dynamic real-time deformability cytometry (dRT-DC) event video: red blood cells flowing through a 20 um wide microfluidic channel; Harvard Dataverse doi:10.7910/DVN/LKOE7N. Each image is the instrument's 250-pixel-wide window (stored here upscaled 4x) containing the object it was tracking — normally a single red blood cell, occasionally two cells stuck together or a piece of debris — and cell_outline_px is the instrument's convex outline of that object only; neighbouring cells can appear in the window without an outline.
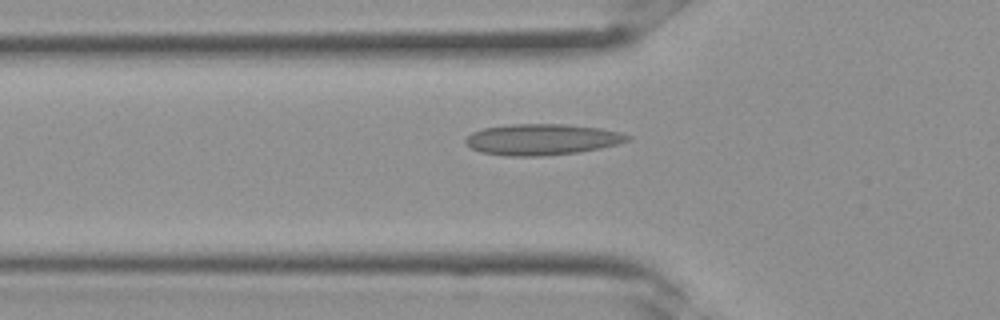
{"species": "Egyptian fruit bat (a non-hibernating species)", "species_latin": "Rousettus aegyptiacus", "temperature_condition": "room temperature", "stored_images_in_passage": 32, "camera_frame_rate_fps": 3000, "um_per_image_px": 0.085, "frame": {"image": 1, "passage_image": 11, "time_ms": 3.333, "image_size_px": [1000, 320], "cell_outline_px": [[632, 140], [600, 148], [580, 152], [544, 156], [504, 156], [480, 152], [464, 144], [464, 140], [472, 132], [484, 128], [512, 124], [564, 124], [600, 128], [620, 132], [632, 136]], "centroid_in_image_um": [46.07, 11.86], "position_along_channel_um": 79.7, "area_um2": 29.54}}
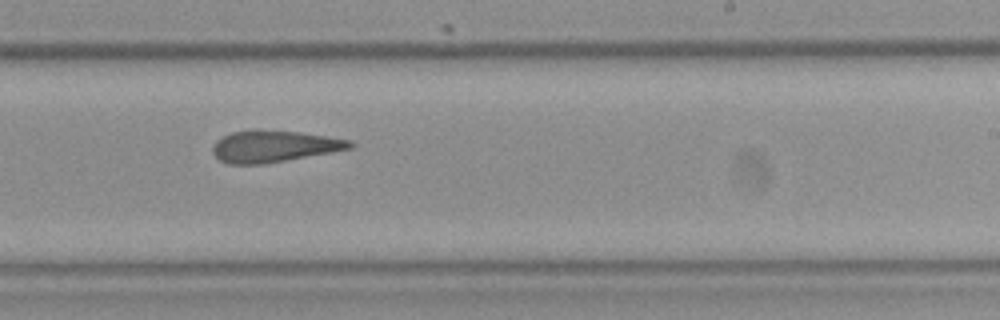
{"frame": {"image": 2, "passage_image": 20, "time_ms": 6.333, "image_size_px": [1000, 320], "cell_outline_px": [[356, 144], [352, 148], [332, 152], [264, 164], [228, 164], [220, 160], [212, 152], [212, 148], [216, 140], [232, 132], [256, 128], [300, 132], [352, 140]], "centroid_in_image_um": [23.29, 12.42], "position_along_channel_um": 265.7, "area_um2": 25.61}}
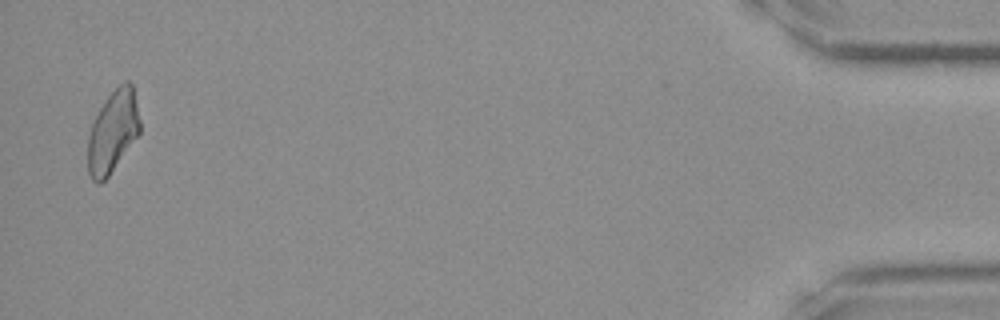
{"frame": {"image": 3, "passage_image": 32, "time_ms": 10.333, "image_size_px": [1000, 320], "cell_outline_px": [[140, 132], [108, 176], [100, 184], [96, 184], [92, 180], [88, 172], [88, 140], [92, 124], [104, 100], [124, 80], [128, 80], [132, 84], [140, 120]], "centroid_in_image_um": [9.58, 11.19], "position_along_channel_um": 425.6, "area_um2": 24.57}}